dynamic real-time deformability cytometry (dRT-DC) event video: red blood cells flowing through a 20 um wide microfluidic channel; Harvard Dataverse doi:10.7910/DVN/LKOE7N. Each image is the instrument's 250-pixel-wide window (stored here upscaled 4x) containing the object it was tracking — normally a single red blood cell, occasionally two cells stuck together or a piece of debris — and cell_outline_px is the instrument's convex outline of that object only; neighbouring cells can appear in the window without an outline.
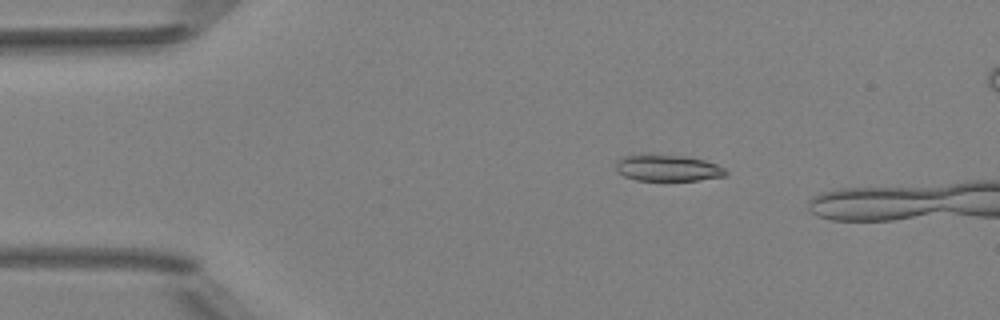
{"species": "Egyptian fruit bat (a non-hibernating species)", "species_latin": "Rousettus aegyptiacus", "temperature_condition": "room temperature", "stored_images_in_passage": 17, "camera_frame_rate_fps": 3000, "um_per_image_px": 0.085, "animal": {"sex": "female"}, "frame": {"image": 1, "passage_image": 10, "time_ms": 3.0, "image_size_px": [1000, 320], "cell_outline_px": [[728, 172], [724, 176], [696, 180], [636, 180], [624, 176], [616, 172], [616, 160], [624, 156], [640, 152], [684, 156], [704, 160], [716, 164], [724, 168]], "centroid_in_image_um": [56.67, 14.24], "position_along_channel_um": 28.3, "area_um2": 17.28}}